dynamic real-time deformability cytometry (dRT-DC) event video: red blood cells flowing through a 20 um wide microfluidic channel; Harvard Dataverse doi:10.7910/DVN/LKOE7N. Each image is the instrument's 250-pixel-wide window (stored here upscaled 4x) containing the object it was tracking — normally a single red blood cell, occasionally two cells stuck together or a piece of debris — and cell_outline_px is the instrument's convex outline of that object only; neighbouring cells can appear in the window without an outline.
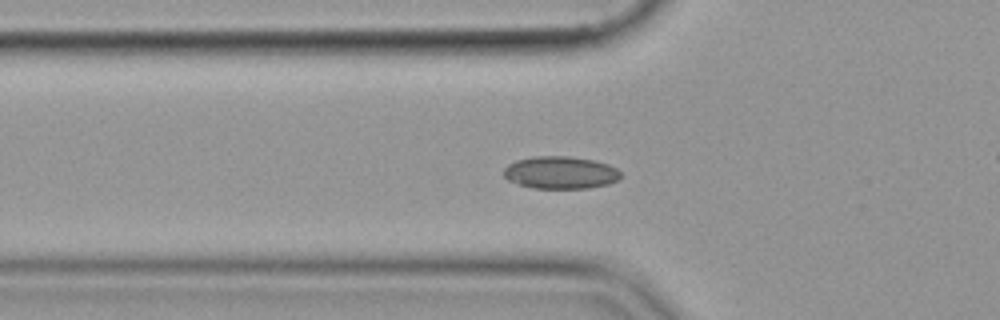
{"species": "common noctule bat (a hibernating species)", "species_latin": "Nyctalus noctula", "temperature_condition": "cold", "stored_images_in_passage": 45, "camera_frame_rate_fps": 3000, "um_per_image_px": 0.085, "animal": {"sex": "female", "body_mass_g": 19.9}, "frame": {"image": 1, "passage_image": 8, "time_ms": 2.333, "image_size_px": [1000, 320], "cell_outline_px": [[620, 176], [616, 180], [608, 184], [588, 188], [532, 188], [508, 180], [504, 176], [504, 168], [508, 164], [516, 160], [532, 156], [572, 156], [592, 160], [608, 164], [616, 168], [620, 172]], "centroid_in_image_um": [47.62, 14.66], "position_along_channel_um": 78.2, "area_um2": 22.08}}
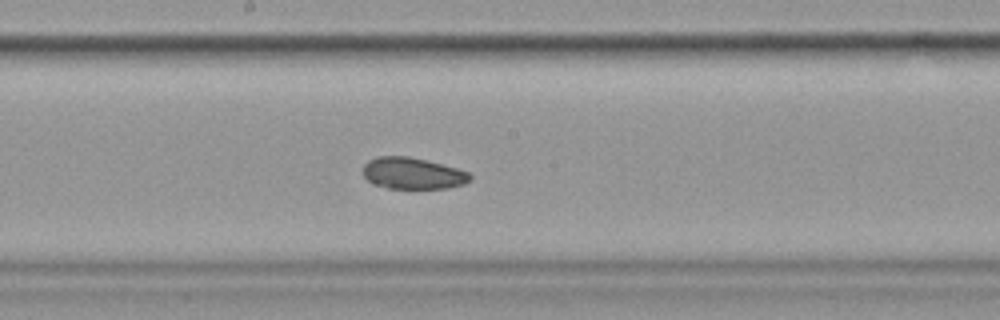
{"frame": {"image": 2, "passage_image": 19, "time_ms": 6.0, "image_size_px": [1000, 320], "cell_outline_px": [[472, 180], [464, 184], [448, 188], [388, 188], [372, 184], [364, 176], [364, 164], [368, 160], [376, 156], [408, 156], [428, 160], [456, 168], [468, 172], [472, 176]], "centroid_in_image_um": [35.08, 14.73], "position_along_channel_um": 213.1, "area_um2": 19.77}}
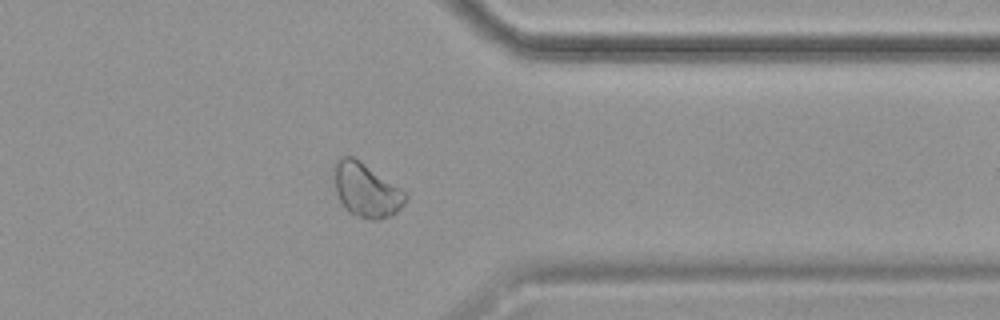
{"frame": {"image": 3, "passage_image": 33, "time_ms": 10.667, "image_size_px": [1000, 320], "cell_outline_px": [[408, 200], [392, 216], [380, 220], [372, 220], [356, 216], [348, 212], [344, 208], [336, 192], [332, 168], [332, 164], [336, 160], [344, 156], [352, 156], [360, 160], [408, 192]], "centroid_in_image_um": [31.14, 16.15], "position_along_channel_um": 380.3, "area_um2": 23.06}}